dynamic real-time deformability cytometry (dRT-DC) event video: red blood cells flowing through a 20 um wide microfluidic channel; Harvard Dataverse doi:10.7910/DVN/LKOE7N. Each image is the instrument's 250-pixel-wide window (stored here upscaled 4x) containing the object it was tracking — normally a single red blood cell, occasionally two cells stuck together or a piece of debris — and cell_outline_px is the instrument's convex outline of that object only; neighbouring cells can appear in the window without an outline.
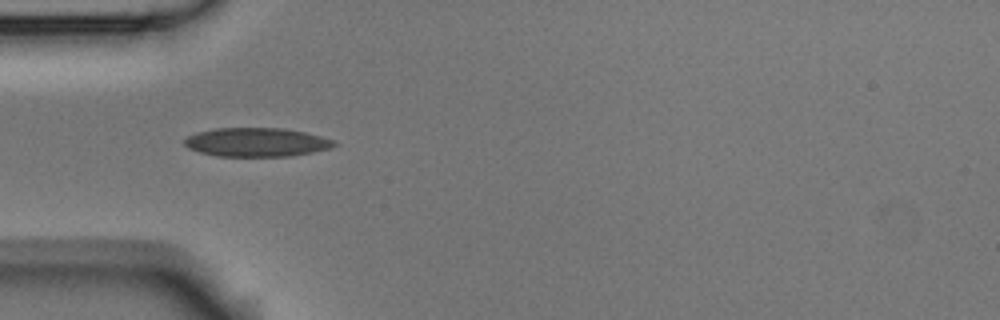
{"species": "Egyptian fruit bat (a non-hibernating species)", "species_latin": "Rousettus aegyptiacus", "temperature_condition": "room temperature", "stored_images_in_passage": 3, "camera_frame_rate_fps": 3000, "um_per_image_px": 0.085, "animal": {"sex": "male"}, "frame": {"image": 1, "passage_image": 2, "time_ms": 0.333, "image_size_px": [1000, 320], "cell_outline_px": [[340, 144], [332, 148], [292, 156], [216, 156], [200, 152], [188, 148], [184, 144], [184, 140], [188, 136], [196, 132], [216, 128], [284, 128], [304, 132], [320, 136], [332, 140]], "centroid_in_image_um": [21.81, 12.09], "position_along_channel_um": 63.2, "area_um2": 25.2}}
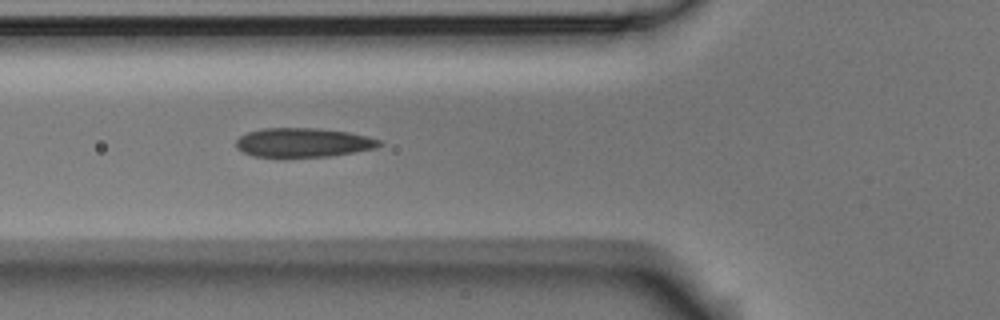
{"frame": {"image": 2, "passage_image": 3, "time_ms": 0.667, "image_size_px": [1000, 320], "cell_outline_px": [[384, 144], [376, 148], [332, 156], [252, 156], [236, 148], [236, 140], [240, 136], [248, 132], [260, 128], [320, 128], [348, 132], [368, 136], [384, 140]], "centroid_in_image_um": [25.82, 12.1], "position_along_channel_um": 100.0, "area_um2": 24.39}}